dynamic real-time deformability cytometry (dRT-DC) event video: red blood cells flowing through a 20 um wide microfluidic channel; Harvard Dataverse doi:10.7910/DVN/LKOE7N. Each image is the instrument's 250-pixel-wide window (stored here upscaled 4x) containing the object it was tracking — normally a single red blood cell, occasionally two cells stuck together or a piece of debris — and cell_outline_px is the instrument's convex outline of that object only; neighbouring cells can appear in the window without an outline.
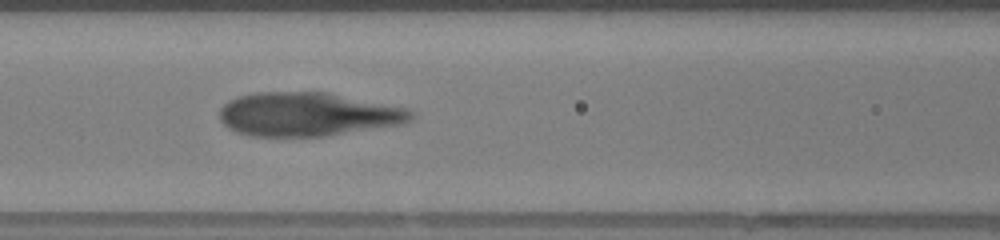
{"species": "human", "species_latin": "Homo sapiens", "temperature_condition": "warm", "stored_images_in_passage": 35, "camera_frame_rate_fps": 3000, "um_per_image_px": 0.085, "donor": {"sex": "female"}, "frame": {"image": 1, "passage_image": 6, "time_ms": 1.667, "image_size_px": [1000, 240], "cell_outline_px": [[412, 116], [408, 120], [396, 124], [328, 136], [248, 136], [236, 132], [228, 128], [220, 120], [220, 108], [228, 100], [240, 96], [256, 92], [320, 92], [404, 108], [412, 112]], "centroid_in_image_um": [26.01, 9.73], "position_along_channel_um": 140.6, "area_um2": 47.8}}